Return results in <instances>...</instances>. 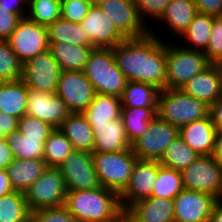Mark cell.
<instances>
[{
  "mask_svg": "<svg viewBox=\"0 0 222 222\" xmlns=\"http://www.w3.org/2000/svg\"><path fill=\"white\" fill-rule=\"evenodd\" d=\"M208 116L217 131L222 130V97L209 105Z\"/></svg>",
  "mask_w": 222,
  "mask_h": 222,
  "instance_id": "obj_49",
  "label": "cell"
},
{
  "mask_svg": "<svg viewBox=\"0 0 222 222\" xmlns=\"http://www.w3.org/2000/svg\"><path fill=\"white\" fill-rule=\"evenodd\" d=\"M90 125L108 124L120 118L121 98L115 95L96 93L93 102L83 112Z\"/></svg>",
  "mask_w": 222,
  "mask_h": 222,
  "instance_id": "obj_28",
  "label": "cell"
},
{
  "mask_svg": "<svg viewBox=\"0 0 222 222\" xmlns=\"http://www.w3.org/2000/svg\"><path fill=\"white\" fill-rule=\"evenodd\" d=\"M91 6L92 4L85 0H61V18L81 23Z\"/></svg>",
  "mask_w": 222,
  "mask_h": 222,
  "instance_id": "obj_44",
  "label": "cell"
},
{
  "mask_svg": "<svg viewBox=\"0 0 222 222\" xmlns=\"http://www.w3.org/2000/svg\"><path fill=\"white\" fill-rule=\"evenodd\" d=\"M91 157L101 186L120 195L138 160L132 149L114 153L93 152Z\"/></svg>",
  "mask_w": 222,
  "mask_h": 222,
  "instance_id": "obj_6",
  "label": "cell"
},
{
  "mask_svg": "<svg viewBox=\"0 0 222 222\" xmlns=\"http://www.w3.org/2000/svg\"><path fill=\"white\" fill-rule=\"evenodd\" d=\"M181 174L185 189L205 192L222 200V163L211 155L199 156Z\"/></svg>",
  "mask_w": 222,
  "mask_h": 222,
  "instance_id": "obj_8",
  "label": "cell"
},
{
  "mask_svg": "<svg viewBox=\"0 0 222 222\" xmlns=\"http://www.w3.org/2000/svg\"><path fill=\"white\" fill-rule=\"evenodd\" d=\"M119 216L121 218V222H142L126 208H122L119 211Z\"/></svg>",
  "mask_w": 222,
  "mask_h": 222,
  "instance_id": "obj_54",
  "label": "cell"
},
{
  "mask_svg": "<svg viewBox=\"0 0 222 222\" xmlns=\"http://www.w3.org/2000/svg\"><path fill=\"white\" fill-rule=\"evenodd\" d=\"M74 150L93 153L94 133L83 113H71L59 127Z\"/></svg>",
  "mask_w": 222,
  "mask_h": 222,
  "instance_id": "obj_24",
  "label": "cell"
},
{
  "mask_svg": "<svg viewBox=\"0 0 222 222\" xmlns=\"http://www.w3.org/2000/svg\"><path fill=\"white\" fill-rule=\"evenodd\" d=\"M98 6L126 39L141 38L149 33L133 0H105Z\"/></svg>",
  "mask_w": 222,
  "mask_h": 222,
  "instance_id": "obj_14",
  "label": "cell"
},
{
  "mask_svg": "<svg viewBox=\"0 0 222 222\" xmlns=\"http://www.w3.org/2000/svg\"><path fill=\"white\" fill-rule=\"evenodd\" d=\"M61 68L51 52L41 53L22 66V80L28 89L55 93Z\"/></svg>",
  "mask_w": 222,
  "mask_h": 222,
  "instance_id": "obj_12",
  "label": "cell"
},
{
  "mask_svg": "<svg viewBox=\"0 0 222 222\" xmlns=\"http://www.w3.org/2000/svg\"><path fill=\"white\" fill-rule=\"evenodd\" d=\"M199 156L200 155L178 135L168 146L159 162L165 167L182 171Z\"/></svg>",
  "mask_w": 222,
  "mask_h": 222,
  "instance_id": "obj_34",
  "label": "cell"
},
{
  "mask_svg": "<svg viewBox=\"0 0 222 222\" xmlns=\"http://www.w3.org/2000/svg\"><path fill=\"white\" fill-rule=\"evenodd\" d=\"M58 168L67 190H92L102 187L90 152L74 150Z\"/></svg>",
  "mask_w": 222,
  "mask_h": 222,
  "instance_id": "obj_13",
  "label": "cell"
},
{
  "mask_svg": "<svg viewBox=\"0 0 222 222\" xmlns=\"http://www.w3.org/2000/svg\"><path fill=\"white\" fill-rule=\"evenodd\" d=\"M128 210L142 222H174L172 199L151 197L133 203Z\"/></svg>",
  "mask_w": 222,
  "mask_h": 222,
  "instance_id": "obj_25",
  "label": "cell"
},
{
  "mask_svg": "<svg viewBox=\"0 0 222 222\" xmlns=\"http://www.w3.org/2000/svg\"><path fill=\"white\" fill-rule=\"evenodd\" d=\"M179 135V128L156 116L145 133L132 144V151L139 160H160L168 146Z\"/></svg>",
  "mask_w": 222,
  "mask_h": 222,
  "instance_id": "obj_10",
  "label": "cell"
},
{
  "mask_svg": "<svg viewBox=\"0 0 222 222\" xmlns=\"http://www.w3.org/2000/svg\"><path fill=\"white\" fill-rule=\"evenodd\" d=\"M20 18L0 5V40H7L16 28Z\"/></svg>",
  "mask_w": 222,
  "mask_h": 222,
  "instance_id": "obj_45",
  "label": "cell"
},
{
  "mask_svg": "<svg viewBox=\"0 0 222 222\" xmlns=\"http://www.w3.org/2000/svg\"><path fill=\"white\" fill-rule=\"evenodd\" d=\"M181 90L208 106L216 102L222 97V70L219 64L210 63Z\"/></svg>",
  "mask_w": 222,
  "mask_h": 222,
  "instance_id": "obj_19",
  "label": "cell"
},
{
  "mask_svg": "<svg viewBox=\"0 0 222 222\" xmlns=\"http://www.w3.org/2000/svg\"><path fill=\"white\" fill-rule=\"evenodd\" d=\"M48 29L49 42H61L75 46H92L85 36L80 23L59 18Z\"/></svg>",
  "mask_w": 222,
  "mask_h": 222,
  "instance_id": "obj_32",
  "label": "cell"
},
{
  "mask_svg": "<svg viewBox=\"0 0 222 222\" xmlns=\"http://www.w3.org/2000/svg\"><path fill=\"white\" fill-rule=\"evenodd\" d=\"M83 73L96 93L122 96L127 79L117 66L112 48H93Z\"/></svg>",
  "mask_w": 222,
  "mask_h": 222,
  "instance_id": "obj_3",
  "label": "cell"
},
{
  "mask_svg": "<svg viewBox=\"0 0 222 222\" xmlns=\"http://www.w3.org/2000/svg\"><path fill=\"white\" fill-rule=\"evenodd\" d=\"M109 222H121V218L118 215L115 219H113L112 221H109Z\"/></svg>",
  "mask_w": 222,
  "mask_h": 222,
  "instance_id": "obj_56",
  "label": "cell"
},
{
  "mask_svg": "<svg viewBox=\"0 0 222 222\" xmlns=\"http://www.w3.org/2000/svg\"><path fill=\"white\" fill-rule=\"evenodd\" d=\"M212 24L213 16L197 13L187 30L177 39L181 41L179 44L186 49L204 52L208 47Z\"/></svg>",
  "mask_w": 222,
  "mask_h": 222,
  "instance_id": "obj_29",
  "label": "cell"
},
{
  "mask_svg": "<svg viewBox=\"0 0 222 222\" xmlns=\"http://www.w3.org/2000/svg\"><path fill=\"white\" fill-rule=\"evenodd\" d=\"M197 13L193 0H172L156 23L166 24L164 28L168 27L169 33L180 38Z\"/></svg>",
  "mask_w": 222,
  "mask_h": 222,
  "instance_id": "obj_22",
  "label": "cell"
},
{
  "mask_svg": "<svg viewBox=\"0 0 222 222\" xmlns=\"http://www.w3.org/2000/svg\"><path fill=\"white\" fill-rule=\"evenodd\" d=\"M156 116L157 107H121L120 117L131 145L145 133Z\"/></svg>",
  "mask_w": 222,
  "mask_h": 222,
  "instance_id": "obj_30",
  "label": "cell"
},
{
  "mask_svg": "<svg viewBox=\"0 0 222 222\" xmlns=\"http://www.w3.org/2000/svg\"><path fill=\"white\" fill-rule=\"evenodd\" d=\"M208 222H222V200H218L214 204Z\"/></svg>",
  "mask_w": 222,
  "mask_h": 222,
  "instance_id": "obj_53",
  "label": "cell"
},
{
  "mask_svg": "<svg viewBox=\"0 0 222 222\" xmlns=\"http://www.w3.org/2000/svg\"><path fill=\"white\" fill-rule=\"evenodd\" d=\"M158 176V160H137L128 185L119 195L122 208L152 197L153 186Z\"/></svg>",
  "mask_w": 222,
  "mask_h": 222,
  "instance_id": "obj_15",
  "label": "cell"
},
{
  "mask_svg": "<svg viewBox=\"0 0 222 222\" xmlns=\"http://www.w3.org/2000/svg\"><path fill=\"white\" fill-rule=\"evenodd\" d=\"M26 114L59 128L71 112L57 94L29 89Z\"/></svg>",
  "mask_w": 222,
  "mask_h": 222,
  "instance_id": "obj_18",
  "label": "cell"
},
{
  "mask_svg": "<svg viewBox=\"0 0 222 222\" xmlns=\"http://www.w3.org/2000/svg\"><path fill=\"white\" fill-rule=\"evenodd\" d=\"M211 156L218 162L222 163V130L217 131L214 148Z\"/></svg>",
  "mask_w": 222,
  "mask_h": 222,
  "instance_id": "obj_52",
  "label": "cell"
},
{
  "mask_svg": "<svg viewBox=\"0 0 222 222\" xmlns=\"http://www.w3.org/2000/svg\"><path fill=\"white\" fill-rule=\"evenodd\" d=\"M91 127L94 133L93 152L114 153L131 149L121 117L108 121V124Z\"/></svg>",
  "mask_w": 222,
  "mask_h": 222,
  "instance_id": "obj_20",
  "label": "cell"
},
{
  "mask_svg": "<svg viewBox=\"0 0 222 222\" xmlns=\"http://www.w3.org/2000/svg\"><path fill=\"white\" fill-rule=\"evenodd\" d=\"M198 13L222 16V0H193Z\"/></svg>",
  "mask_w": 222,
  "mask_h": 222,
  "instance_id": "obj_46",
  "label": "cell"
},
{
  "mask_svg": "<svg viewBox=\"0 0 222 222\" xmlns=\"http://www.w3.org/2000/svg\"><path fill=\"white\" fill-rule=\"evenodd\" d=\"M74 151L71 142L55 128L44 144L43 160L47 167H58Z\"/></svg>",
  "mask_w": 222,
  "mask_h": 222,
  "instance_id": "obj_37",
  "label": "cell"
},
{
  "mask_svg": "<svg viewBox=\"0 0 222 222\" xmlns=\"http://www.w3.org/2000/svg\"><path fill=\"white\" fill-rule=\"evenodd\" d=\"M5 139L14 158L43 160L46 139L26 138L18 129Z\"/></svg>",
  "mask_w": 222,
  "mask_h": 222,
  "instance_id": "obj_35",
  "label": "cell"
},
{
  "mask_svg": "<svg viewBox=\"0 0 222 222\" xmlns=\"http://www.w3.org/2000/svg\"><path fill=\"white\" fill-rule=\"evenodd\" d=\"M30 217L24 193L12 191L0 197V222H30Z\"/></svg>",
  "mask_w": 222,
  "mask_h": 222,
  "instance_id": "obj_33",
  "label": "cell"
},
{
  "mask_svg": "<svg viewBox=\"0 0 222 222\" xmlns=\"http://www.w3.org/2000/svg\"><path fill=\"white\" fill-rule=\"evenodd\" d=\"M54 129L51 124L27 114L19 119L18 130L26 138L47 139Z\"/></svg>",
  "mask_w": 222,
  "mask_h": 222,
  "instance_id": "obj_40",
  "label": "cell"
},
{
  "mask_svg": "<svg viewBox=\"0 0 222 222\" xmlns=\"http://www.w3.org/2000/svg\"><path fill=\"white\" fill-rule=\"evenodd\" d=\"M23 64L11 49L7 40H0V81H16L22 78Z\"/></svg>",
  "mask_w": 222,
  "mask_h": 222,
  "instance_id": "obj_39",
  "label": "cell"
},
{
  "mask_svg": "<svg viewBox=\"0 0 222 222\" xmlns=\"http://www.w3.org/2000/svg\"><path fill=\"white\" fill-rule=\"evenodd\" d=\"M169 40L166 41L165 89H181L210 63L203 51L186 49Z\"/></svg>",
  "mask_w": 222,
  "mask_h": 222,
  "instance_id": "obj_5",
  "label": "cell"
},
{
  "mask_svg": "<svg viewBox=\"0 0 222 222\" xmlns=\"http://www.w3.org/2000/svg\"><path fill=\"white\" fill-rule=\"evenodd\" d=\"M85 1H88L89 3L93 5V0H85Z\"/></svg>",
  "mask_w": 222,
  "mask_h": 222,
  "instance_id": "obj_57",
  "label": "cell"
},
{
  "mask_svg": "<svg viewBox=\"0 0 222 222\" xmlns=\"http://www.w3.org/2000/svg\"><path fill=\"white\" fill-rule=\"evenodd\" d=\"M218 201L211 194L183 189L174 199L175 222H208L212 208Z\"/></svg>",
  "mask_w": 222,
  "mask_h": 222,
  "instance_id": "obj_16",
  "label": "cell"
},
{
  "mask_svg": "<svg viewBox=\"0 0 222 222\" xmlns=\"http://www.w3.org/2000/svg\"><path fill=\"white\" fill-rule=\"evenodd\" d=\"M103 1H105V0H93V5H99Z\"/></svg>",
  "mask_w": 222,
  "mask_h": 222,
  "instance_id": "obj_55",
  "label": "cell"
},
{
  "mask_svg": "<svg viewBox=\"0 0 222 222\" xmlns=\"http://www.w3.org/2000/svg\"><path fill=\"white\" fill-rule=\"evenodd\" d=\"M26 17L48 27L61 17V0H28Z\"/></svg>",
  "mask_w": 222,
  "mask_h": 222,
  "instance_id": "obj_38",
  "label": "cell"
},
{
  "mask_svg": "<svg viewBox=\"0 0 222 222\" xmlns=\"http://www.w3.org/2000/svg\"><path fill=\"white\" fill-rule=\"evenodd\" d=\"M204 54L209 63H222V16H213L212 31Z\"/></svg>",
  "mask_w": 222,
  "mask_h": 222,
  "instance_id": "obj_42",
  "label": "cell"
},
{
  "mask_svg": "<svg viewBox=\"0 0 222 222\" xmlns=\"http://www.w3.org/2000/svg\"><path fill=\"white\" fill-rule=\"evenodd\" d=\"M2 8L15 13L20 19L27 15L28 0H0Z\"/></svg>",
  "mask_w": 222,
  "mask_h": 222,
  "instance_id": "obj_48",
  "label": "cell"
},
{
  "mask_svg": "<svg viewBox=\"0 0 222 222\" xmlns=\"http://www.w3.org/2000/svg\"><path fill=\"white\" fill-rule=\"evenodd\" d=\"M46 168L44 160L14 158L6 171L13 190L24 193Z\"/></svg>",
  "mask_w": 222,
  "mask_h": 222,
  "instance_id": "obj_23",
  "label": "cell"
},
{
  "mask_svg": "<svg viewBox=\"0 0 222 222\" xmlns=\"http://www.w3.org/2000/svg\"><path fill=\"white\" fill-rule=\"evenodd\" d=\"M7 41L22 64L49 50L47 27L27 17L18 21Z\"/></svg>",
  "mask_w": 222,
  "mask_h": 222,
  "instance_id": "obj_9",
  "label": "cell"
},
{
  "mask_svg": "<svg viewBox=\"0 0 222 222\" xmlns=\"http://www.w3.org/2000/svg\"><path fill=\"white\" fill-rule=\"evenodd\" d=\"M93 46H75L61 42H49V51L62 71H83Z\"/></svg>",
  "mask_w": 222,
  "mask_h": 222,
  "instance_id": "obj_27",
  "label": "cell"
},
{
  "mask_svg": "<svg viewBox=\"0 0 222 222\" xmlns=\"http://www.w3.org/2000/svg\"><path fill=\"white\" fill-rule=\"evenodd\" d=\"M71 113H83L96 91L83 71H62L55 91Z\"/></svg>",
  "mask_w": 222,
  "mask_h": 222,
  "instance_id": "obj_11",
  "label": "cell"
},
{
  "mask_svg": "<svg viewBox=\"0 0 222 222\" xmlns=\"http://www.w3.org/2000/svg\"><path fill=\"white\" fill-rule=\"evenodd\" d=\"M28 87L22 79L2 82L0 85V111L20 119L27 112Z\"/></svg>",
  "mask_w": 222,
  "mask_h": 222,
  "instance_id": "obj_26",
  "label": "cell"
},
{
  "mask_svg": "<svg viewBox=\"0 0 222 222\" xmlns=\"http://www.w3.org/2000/svg\"><path fill=\"white\" fill-rule=\"evenodd\" d=\"M19 119L0 111V138H6L18 129Z\"/></svg>",
  "mask_w": 222,
  "mask_h": 222,
  "instance_id": "obj_47",
  "label": "cell"
},
{
  "mask_svg": "<svg viewBox=\"0 0 222 222\" xmlns=\"http://www.w3.org/2000/svg\"><path fill=\"white\" fill-rule=\"evenodd\" d=\"M216 133L209 116L179 128V136L200 156L212 154Z\"/></svg>",
  "mask_w": 222,
  "mask_h": 222,
  "instance_id": "obj_21",
  "label": "cell"
},
{
  "mask_svg": "<svg viewBox=\"0 0 222 222\" xmlns=\"http://www.w3.org/2000/svg\"><path fill=\"white\" fill-rule=\"evenodd\" d=\"M80 25L94 48H113L126 39L98 5L90 7Z\"/></svg>",
  "mask_w": 222,
  "mask_h": 222,
  "instance_id": "obj_17",
  "label": "cell"
},
{
  "mask_svg": "<svg viewBox=\"0 0 222 222\" xmlns=\"http://www.w3.org/2000/svg\"><path fill=\"white\" fill-rule=\"evenodd\" d=\"M183 189L181 171L165 167L158 161V176L153 186L152 197L173 200Z\"/></svg>",
  "mask_w": 222,
  "mask_h": 222,
  "instance_id": "obj_36",
  "label": "cell"
},
{
  "mask_svg": "<svg viewBox=\"0 0 222 222\" xmlns=\"http://www.w3.org/2000/svg\"><path fill=\"white\" fill-rule=\"evenodd\" d=\"M150 28L147 35L127 38L114 46L112 51L127 81L149 83L163 90L166 79V41L161 37L163 32L158 33L161 32L159 27Z\"/></svg>",
  "mask_w": 222,
  "mask_h": 222,
  "instance_id": "obj_1",
  "label": "cell"
},
{
  "mask_svg": "<svg viewBox=\"0 0 222 222\" xmlns=\"http://www.w3.org/2000/svg\"><path fill=\"white\" fill-rule=\"evenodd\" d=\"M64 206L79 222H109L122 209L119 195L104 187L67 190Z\"/></svg>",
  "mask_w": 222,
  "mask_h": 222,
  "instance_id": "obj_2",
  "label": "cell"
},
{
  "mask_svg": "<svg viewBox=\"0 0 222 222\" xmlns=\"http://www.w3.org/2000/svg\"><path fill=\"white\" fill-rule=\"evenodd\" d=\"M209 106L181 89H163L158 95L157 116L178 128L208 117Z\"/></svg>",
  "mask_w": 222,
  "mask_h": 222,
  "instance_id": "obj_4",
  "label": "cell"
},
{
  "mask_svg": "<svg viewBox=\"0 0 222 222\" xmlns=\"http://www.w3.org/2000/svg\"><path fill=\"white\" fill-rule=\"evenodd\" d=\"M160 89L155 85L127 81L121 98V107H157Z\"/></svg>",
  "mask_w": 222,
  "mask_h": 222,
  "instance_id": "obj_31",
  "label": "cell"
},
{
  "mask_svg": "<svg viewBox=\"0 0 222 222\" xmlns=\"http://www.w3.org/2000/svg\"><path fill=\"white\" fill-rule=\"evenodd\" d=\"M172 0H133L139 18L150 29L151 22H156L162 16L165 8ZM149 19V20H148ZM150 25V26H148Z\"/></svg>",
  "mask_w": 222,
  "mask_h": 222,
  "instance_id": "obj_41",
  "label": "cell"
},
{
  "mask_svg": "<svg viewBox=\"0 0 222 222\" xmlns=\"http://www.w3.org/2000/svg\"><path fill=\"white\" fill-rule=\"evenodd\" d=\"M67 189L58 167H47L42 175L24 192L29 210L61 207Z\"/></svg>",
  "mask_w": 222,
  "mask_h": 222,
  "instance_id": "obj_7",
  "label": "cell"
},
{
  "mask_svg": "<svg viewBox=\"0 0 222 222\" xmlns=\"http://www.w3.org/2000/svg\"><path fill=\"white\" fill-rule=\"evenodd\" d=\"M14 156L5 138H0V169H6Z\"/></svg>",
  "mask_w": 222,
  "mask_h": 222,
  "instance_id": "obj_50",
  "label": "cell"
},
{
  "mask_svg": "<svg viewBox=\"0 0 222 222\" xmlns=\"http://www.w3.org/2000/svg\"><path fill=\"white\" fill-rule=\"evenodd\" d=\"M14 191L6 169H0V197Z\"/></svg>",
  "mask_w": 222,
  "mask_h": 222,
  "instance_id": "obj_51",
  "label": "cell"
},
{
  "mask_svg": "<svg viewBox=\"0 0 222 222\" xmlns=\"http://www.w3.org/2000/svg\"><path fill=\"white\" fill-rule=\"evenodd\" d=\"M30 222H79L63 205L61 207L42 208L31 212Z\"/></svg>",
  "mask_w": 222,
  "mask_h": 222,
  "instance_id": "obj_43",
  "label": "cell"
}]
</instances>
